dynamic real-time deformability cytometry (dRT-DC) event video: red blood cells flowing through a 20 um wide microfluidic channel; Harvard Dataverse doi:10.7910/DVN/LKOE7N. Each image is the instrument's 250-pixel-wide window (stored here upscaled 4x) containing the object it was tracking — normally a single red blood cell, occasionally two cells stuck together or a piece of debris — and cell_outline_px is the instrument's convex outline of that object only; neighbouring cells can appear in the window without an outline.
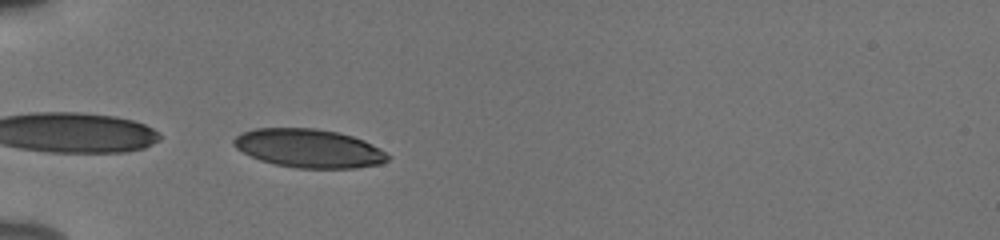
{"species": "human", "species_latin": "Homo sapiens", "temperature_condition": "cold", "stored_images_in_passage": 37, "camera_frame_rate_fps": 3000, "um_per_image_px": 0.085, "donor": {"sex": "male"}, "frame": {"image": 1, "passage_image": 1, "time_ms": 0.0, "image_size_px": [1000, 240], "cell_outline_px": [[392, 156], [388, 160], [380, 164], [352, 168], [296, 168], [276, 164], [260, 160], [236, 148], [232, 144], [232, 140], [236, 136], [244, 132], [256, 128], [316, 128], [340, 132], [364, 140], [380, 148]], "centroid_in_image_um": [26.28, 12.6], "position_along_channel_um": 58.7, "area_um2": 34.68}}
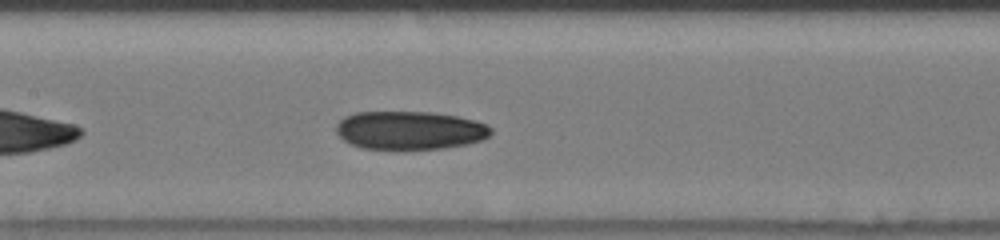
{"frame": {"image": 2, "passage_image": 11, "time_ms": 3.333, "image_size_px": [1000, 240], "cell_outline_px": [[492, 132], [488, 136], [480, 140], [468, 144], [444, 148], [404, 152], [364, 148], [352, 144], [344, 140], [336, 132], [336, 124], [344, 116], [356, 112], [432, 112], [456, 116], [476, 120], [488, 124], [492, 128]], "centroid_in_image_um": [34.84, 11.11], "position_along_channel_um": 172.6, "area_um2": 35.55}}
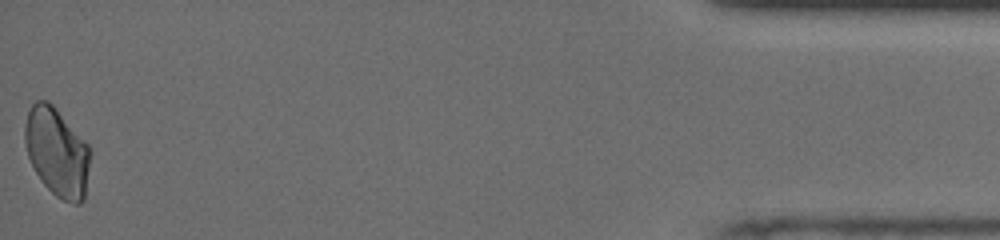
{"frame": {"image": 3, "passage_image": 37, "time_ms": 12.0, "image_size_px": [1000, 240], "cell_outline_px": [[92, 152], [84, 200], [80, 204], [72, 204], [56, 196], [40, 180], [28, 156], [24, 140], [24, 128], [28, 112], [32, 104], [36, 100], [48, 100], [52, 104], [88, 144]], "centroid_in_image_um": [4.86, 12.94], "position_along_channel_um": 430.3, "area_um2": 33.81}, "authors_computed_cell_mechanics": {"area_um2": 34.1598, "velocity_mm_per_s": 3.8549, "shape_relaxation_time_tau1_ms": 6.1922, "shape_relaxation_time_tau2_ms": null, "deformation_change_tau1": 0.1065, "deformation_change_tau2": null}}